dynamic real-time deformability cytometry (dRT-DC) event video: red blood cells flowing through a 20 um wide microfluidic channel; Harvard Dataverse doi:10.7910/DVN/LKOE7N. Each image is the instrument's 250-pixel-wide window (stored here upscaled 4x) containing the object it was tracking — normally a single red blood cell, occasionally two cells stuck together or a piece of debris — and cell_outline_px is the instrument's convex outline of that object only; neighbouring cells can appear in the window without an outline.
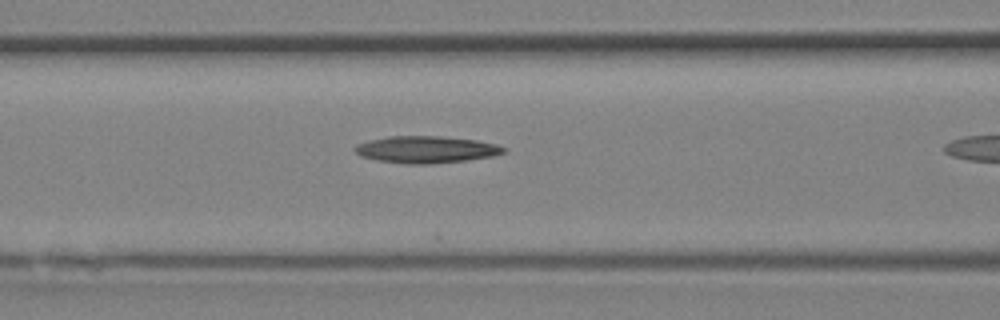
{"species": "Egyptian fruit bat (a non-hibernating species)", "species_latin": "Rousettus aegyptiacus", "temperature_condition": "room temperature", "stored_images_in_passage": 6, "camera_frame_rate_fps": 3000, "um_per_image_px": 0.085, "animal": {"sex": "female"}, "frame": {"image": 1, "passage_image": 5, "time_ms": 1.333, "image_size_px": [1000, 320], "cell_outline_px": [[508, 152], [492, 156], [468, 160], [432, 164], [408, 164], [376, 160], [360, 156], [352, 148], [356, 144], [368, 140], [388, 136], [440, 136], [476, 140], [496, 144], [508, 148]], "centroid_in_image_um": [36.23, 12.71], "position_along_channel_um": 130.4, "area_um2": 23.64}}